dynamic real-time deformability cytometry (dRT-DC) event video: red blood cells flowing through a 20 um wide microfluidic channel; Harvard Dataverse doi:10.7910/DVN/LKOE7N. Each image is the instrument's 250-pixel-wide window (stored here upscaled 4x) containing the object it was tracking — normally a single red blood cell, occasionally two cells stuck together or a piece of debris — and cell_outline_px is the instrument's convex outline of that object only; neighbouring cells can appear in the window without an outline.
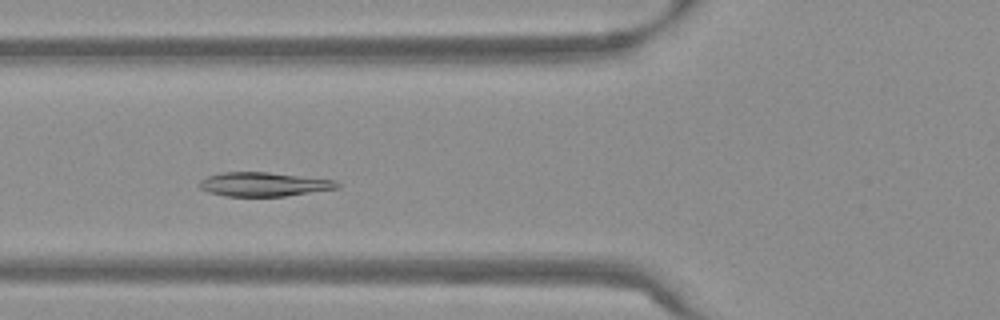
{"species": "Egyptian fruit bat (a non-hibernating species)", "species_latin": "Rousettus aegyptiacus", "temperature_condition": "warm", "stored_images_in_passage": 36, "camera_frame_rate_fps": 3000, "um_per_image_px": 0.085, "frame": {"image": 1, "passage_image": 13, "time_ms": 4.0, "image_size_px": [1000, 320], "cell_outline_px": [[340, 188], [284, 196], [224, 196], [208, 192], [200, 188], [196, 184], [200, 180], [208, 176], [224, 172], [268, 172], [336, 180], [340, 184]], "centroid_in_image_um": [22.41, 15.66], "position_along_channel_um": 103.4, "area_um2": 19.36}}
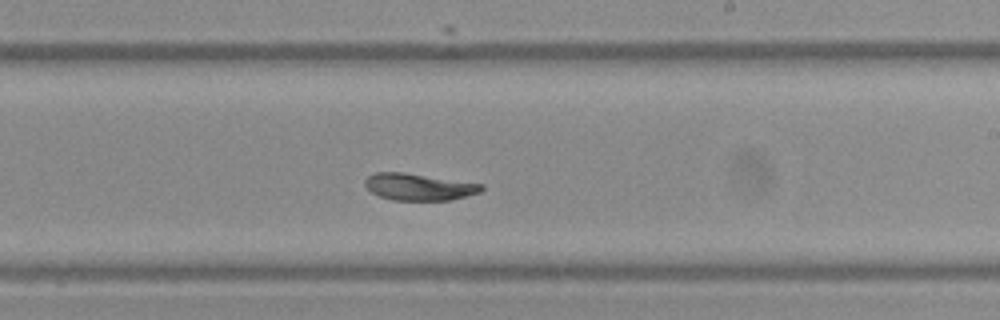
{"frame": {"image": 2, "passage_image": 25, "time_ms": 8.0, "image_size_px": [1000, 320], "cell_outline_px": [[484, 188], [480, 192], [452, 200], [392, 200], [380, 196], [372, 192], [364, 184], [364, 180], [368, 176], [376, 172], [404, 172], [484, 184]], "centroid_in_image_um": [35.62, 15.88], "position_along_channel_um": 253.4, "area_um2": 18.21}}
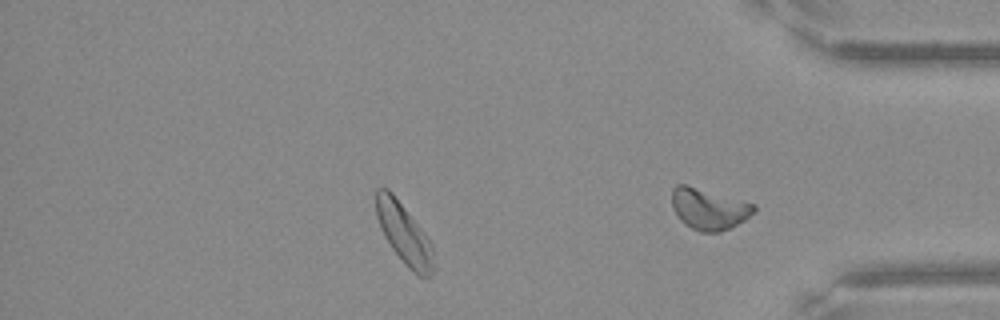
{"frame": {"image": 3, "passage_image": 35, "time_ms": 11.333, "image_size_px": [1000, 320], "cell_outline_px": [[432, 276], [428, 280], [412, 272], [408, 268], [392, 248], [384, 236], [380, 228], [376, 216], [376, 188], [388, 188], [392, 192], [428, 236], [432, 244]], "centroid_in_image_um": [34.34, 19.87], "position_along_channel_um": 400.9, "area_um2": 20.29}, "authors_computed_cell_mechanics": {"area_um2": 19.2185, "velocity_mm_per_s": 3.7532, "shape_relaxation_time_tau1_ms": 3.6484, "shape_relaxation_time_tau2_ms": 3.2562, "deformation_change_tau1": 0.1233, "deformation_change_tau2": 0.0512}}